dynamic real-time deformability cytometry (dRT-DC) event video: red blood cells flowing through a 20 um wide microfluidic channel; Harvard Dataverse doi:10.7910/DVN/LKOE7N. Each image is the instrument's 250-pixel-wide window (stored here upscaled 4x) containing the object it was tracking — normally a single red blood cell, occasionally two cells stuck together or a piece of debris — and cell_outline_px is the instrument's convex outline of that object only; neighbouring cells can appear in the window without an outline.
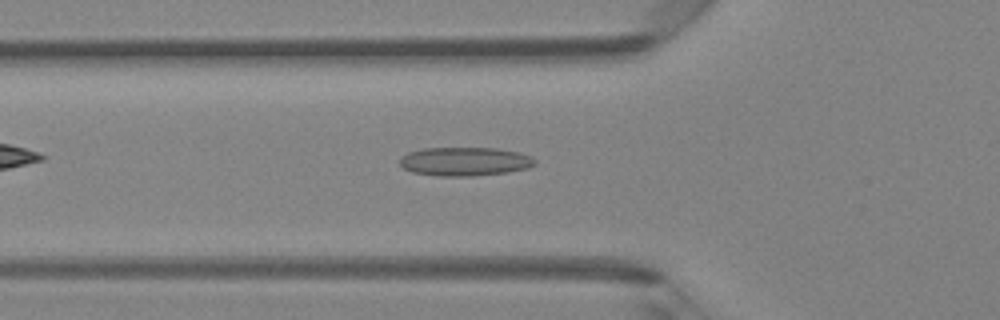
{"species": "Egyptian fruit bat (a non-hibernating species)", "species_latin": "Rousettus aegyptiacus", "temperature_condition": "room temperature", "stored_images_in_passage": 39, "camera_frame_rate_fps": 3000, "um_per_image_px": 0.085, "animal": {"sex": "female"}, "frame": {"image": 1, "passage_image": 8, "time_ms": 2.333, "image_size_px": [1000, 320], "cell_outline_px": [[536, 164], [528, 168], [508, 172], [472, 176], [436, 176], [412, 172], [404, 168], [400, 164], [400, 156], [408, 152], [424, 148], [496, 148], [520, 152], [532, 156], [536, 160]], "centroid_in_image_um": [39.52, 13.72], "position_along_channel_um": 86.3, "area_um2": 22.83}}
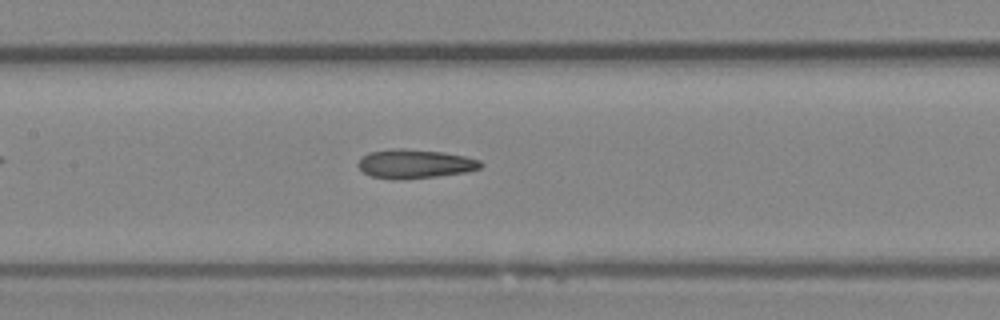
{"frame": {"image": 2, "passage_image": 14, "time_ms": 4.333, "image_size_px": [1000, 320], "cell_outline_px": [[484, 164], [480, 168], [464, 172], [436, 176], [372, 176], [364, 172], [356, 164], [360, 156], [368, 152], [388, 148], [404, 148], [444, 152], [464, 156], [480, 160]], "centroid_in_image_um": [35.26, 13.85], "position_along_channel_um": 172.1, "area_um2": 19.94}}
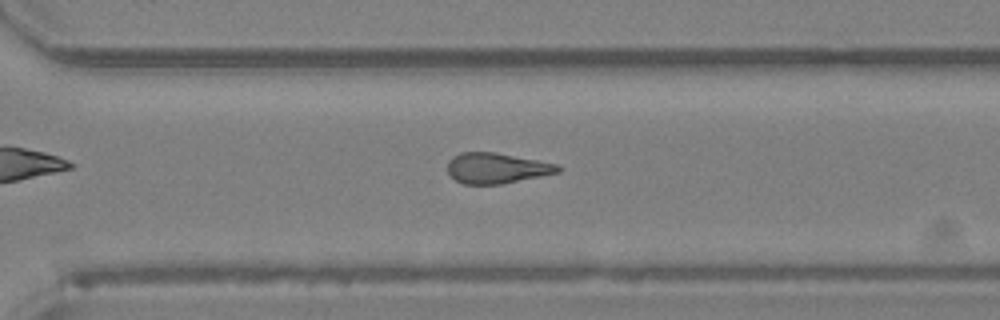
{"frame": {"image": 3, "passage_image": 25, "time_ms": 8.0, "image_size_px": [1000, 320], "cell_outline_px": [[560, 172], [500, 184], [464, 184], [456, 180], [448, 172], [448, 160], [452, 156], [460, 152], [496, 152], [560, 164]], "centroid_in_image_um": [42.21, 14.28], "position_along_channel_um": 328.4, "area_um2": 19.65}, "authors_computed_cell_mechanics": {"area_um2": 20.0566, "velocity_mm_per_s": 4.2738, "shape_relaxation_time_tau1_ms": null, "shape_relaxation_time_tau2_ms": 8.2346, "deformation_change_tau1": null, "deformation_change_tau2": 0.229}}